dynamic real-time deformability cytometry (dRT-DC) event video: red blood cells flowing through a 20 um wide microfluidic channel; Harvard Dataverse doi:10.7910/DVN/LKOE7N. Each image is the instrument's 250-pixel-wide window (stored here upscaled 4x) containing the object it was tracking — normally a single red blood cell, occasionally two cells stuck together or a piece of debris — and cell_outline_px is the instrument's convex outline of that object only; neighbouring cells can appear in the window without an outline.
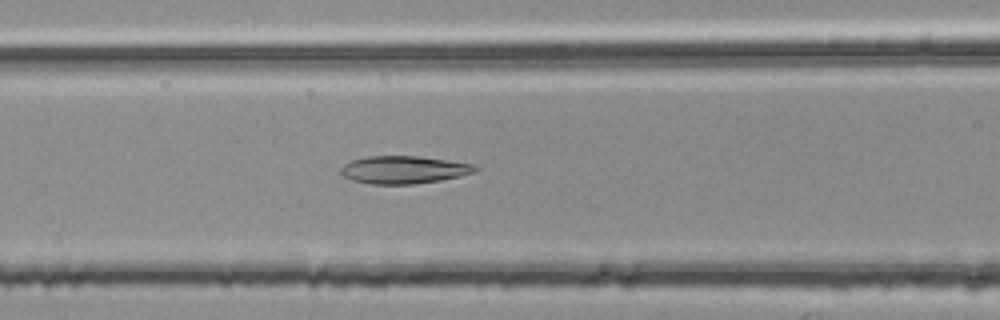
{"species": "common noctule bat (a hibernating species)", "species_latin": "Nyctalus noctula", "temperature_condition": "room temperature", "stored_images_in_passage": 43, "camera_frame_rate_fps": 3000, "um_per_image_px": 0.085, "animal": {"sex": "female", "body_mass_g": 25.1}, "frame": {"image": 1, "passage_image": 18, "time_ms": 5.667, "image_size_px": [1000, 320], "cell_outline_px": [[480, 168], [472, 172], [460, 176], [440, 180], [412, 184], [372, 184], [352, 180], [344, 176], [340, 172], [340, 168], [344, 164], [352, 160], [368, 156], [416, 156], [472, 164]], "centroid_in_image_um": [34.27, 14.43], "position_along_channel_um": 132.3, "area_um2": 21.39}}
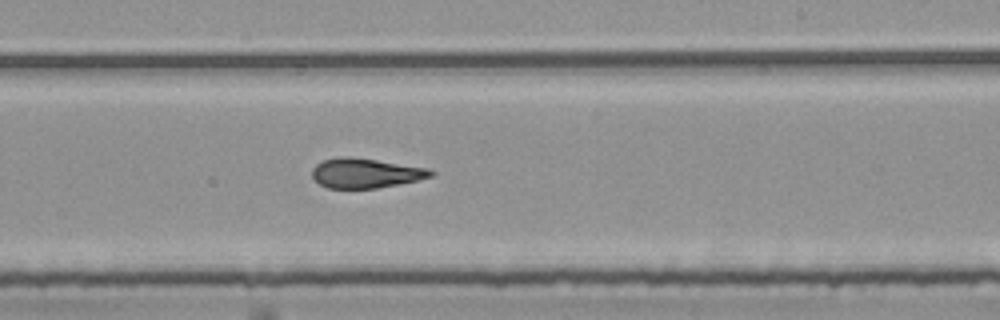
{"frame": {"image": 2, "passage_image": 28, "time_ms": 9.0, "image_size_px": [1000, 320], "cell_outline_px": [[436, 172], [432, 176], [420, 180], [376, 188], [328, 188], [320, 184], [312, 176], [312, 168], [316, 164], [324, 160], [336, 156], [348, 156], [376, 160], [428, 168]], "centroid_in_image_um": [31.07, 14.71], "position_along_channel_um": 257.9, "area_um2": 20.52}}
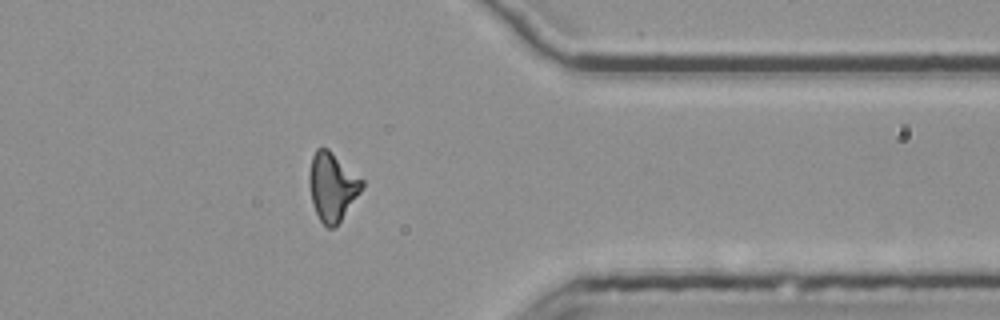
{"frame": {"image": 3, "passage_image": 39, "time_ms": 12.667, "image_size_px": [1000, 320], "cell_outline_px": [[364, 184], [360, 192], [340, 220], [332, 228], [328, 228], [320, 220], [312, 204], [308, 180], [308, 176], [312, 156], [316, 148], [328, 148], [364, 180]], "centroid_in_image_um": [28.22, 15.83], "position_along_channel_um": 383.2, "area_um2": 20.81}, "authors_computed_cell_mechanics": {"area_um2": 21.2126, "velocity_mm_per_s": 3.7867, "shape_relaxation_time_tau1_ms": null, "shape_relaxation_time_tau2_ms": 1.9647, "deformation_change_tau1": null, "deformation_change_tau2": 0.114}}